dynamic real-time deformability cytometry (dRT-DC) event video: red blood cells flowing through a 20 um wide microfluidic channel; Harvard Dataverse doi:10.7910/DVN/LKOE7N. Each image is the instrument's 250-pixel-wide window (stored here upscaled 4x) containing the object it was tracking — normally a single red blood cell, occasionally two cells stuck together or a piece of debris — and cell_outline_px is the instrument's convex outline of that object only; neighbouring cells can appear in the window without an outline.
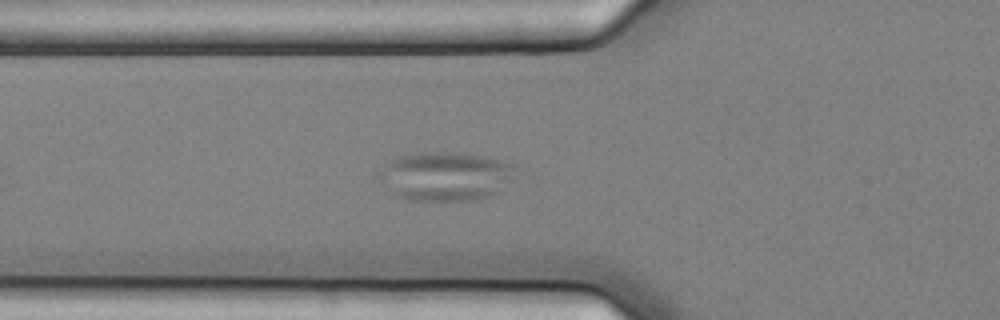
{"species": "common noctule bat (a hibernating species)", "species_latin": "Nyctalus noctula", "temperature_condition": "cold", "stored_images_in_passage": 2, "camera_frame_rate_fps": 3000, "um_per_image_px": 0.085, "animal": {"sex": "female", "body_mass_g": 25.1}, "frame": {"image": 1, "passage_image": 2, "time_ms": 0.333, "image_size_px": [1000, 320], "cell_outline_px": [[512, 180], [496, 192], [488, 196], [468, 200], [412, 200], [392, 196], [376, 180], [376, 176], [384, 164], [388, 160], [396, 156], [420, 152], [464, 152], [484, 156], [500, 160], [512, 164]], "centroid_in_image_um": [37.72, 14.97], "position_along_channel_um": 88.1, "area_um2": 39.36}}